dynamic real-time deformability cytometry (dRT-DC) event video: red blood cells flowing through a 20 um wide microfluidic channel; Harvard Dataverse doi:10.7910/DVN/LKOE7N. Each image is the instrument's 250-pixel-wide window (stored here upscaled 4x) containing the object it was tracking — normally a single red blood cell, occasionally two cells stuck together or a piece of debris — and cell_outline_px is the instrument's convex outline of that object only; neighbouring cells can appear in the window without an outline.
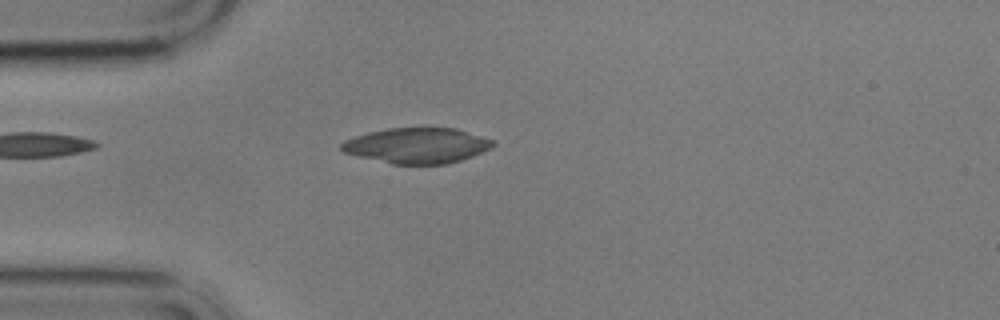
{"species": "common noctule bat (a hibernating species)", "species_latin": "Nyctalus noctula", "temperature_condition": "cold", "stored_images_in_passage": 4, "camera_frame_rate_fps": 3000, "um_per_image_px": 0.085, "animal": {"sex": "male", "body_mass_g": 17.9}, "frame": {"image": 1, "passage_image": 3, "time_ms": 3.333, "image_size_px": [1000, 320], "cell_outline_px": [[496, 144], [492, 148], [472, 156], [448, 164], [392, 164], [344, 152], [340, 148], [340, 144], [344, 140], [368, 132], [388, 128], [456, 128], [496, 140]], "centroid_in_image_um": [35.49, 12.36], "position_along_channel_um": 49.5, "area_um2": 31.33}}